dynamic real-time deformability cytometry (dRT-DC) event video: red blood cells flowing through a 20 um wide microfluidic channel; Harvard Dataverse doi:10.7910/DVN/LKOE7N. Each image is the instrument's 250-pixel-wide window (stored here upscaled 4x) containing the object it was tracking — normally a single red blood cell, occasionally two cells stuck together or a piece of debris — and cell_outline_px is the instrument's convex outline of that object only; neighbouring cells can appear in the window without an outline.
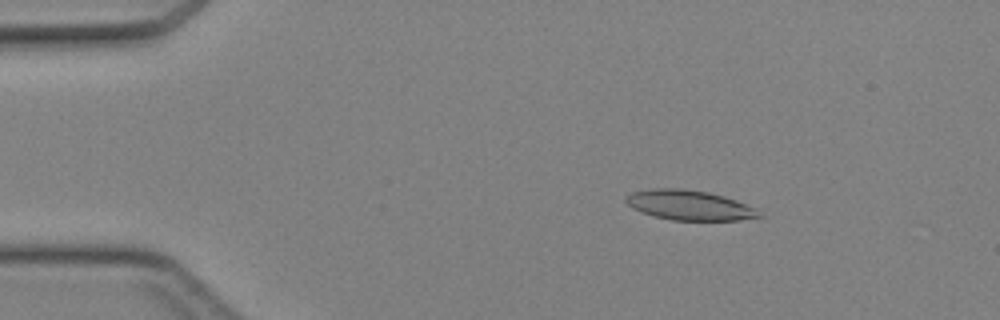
{"species": "Egyptian fruit bat (a non-hibernating species)", "species_latin": "Rousettus aegyptiacus", "temperature_condition": "cold", "stored_images_in_passage": 45, "camera_frame_rate_fps": 3000, "um_per_image_px": 0.085, "animal": {"sex": "female"}, "frame": {"image": 1, "passage_image": 7, "time_ms": 2.0, "image_size_px": [1000, 320], "cell_outline_px": [[764, 216], [740, 220], [672, 220], [656, 216], [632, 208], [624, 200], [624, 196], [632, 192], [652, 188], [684, 188], [708, 192], [724, 196], [736, 200], [756, 208]], "centroid_in_image_um": [58.61, 17.43], "position_along_channel_um": 26.4, "area_um2": 23.24}}
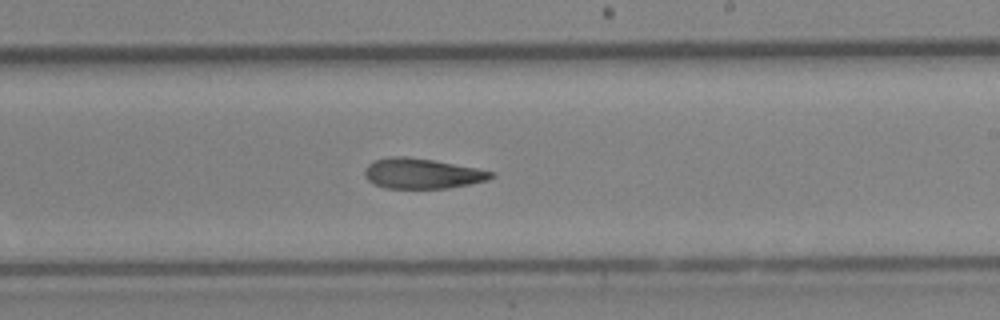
{"frame": {"image": 2, "passage_image": 27, "time_ms": 8.667, "image_size_px": [1000, 320], "cell_outline_px": [[496, 176], [488, 180], [448, 188], [384, 188], [368, 180], [364, 172], [368, 164], [376, 160], [388, 156], [408, 156], [432, 160], [476, 168], [492, 172]], "centroid_in_image_um": [35.87, 14.74], "position_along_channel_um": 253.1, "area_um2": 22.08}}
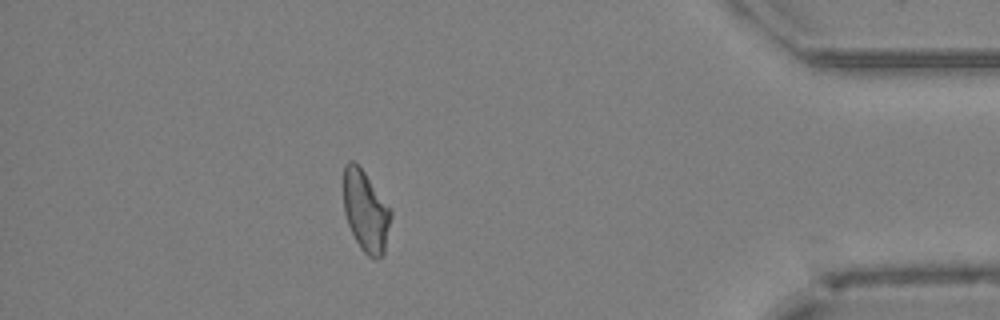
{"frame": {"image": 3, "passage_image": 40, "time_ms": 13.0, "image_size_px": [1000, 320], "cell_outline_px": [[392, 216], [384, 256], [376, 260], [372, 260], [360, 248], [348, 224], [344, 212], [344, 164], [348, 160], [352, 160], [364, 172], [392, 208]], "centroid_in_image_um": [31.12, 17.99], "position_along_channel_um": 404.1, "area_um2": 22.72}}